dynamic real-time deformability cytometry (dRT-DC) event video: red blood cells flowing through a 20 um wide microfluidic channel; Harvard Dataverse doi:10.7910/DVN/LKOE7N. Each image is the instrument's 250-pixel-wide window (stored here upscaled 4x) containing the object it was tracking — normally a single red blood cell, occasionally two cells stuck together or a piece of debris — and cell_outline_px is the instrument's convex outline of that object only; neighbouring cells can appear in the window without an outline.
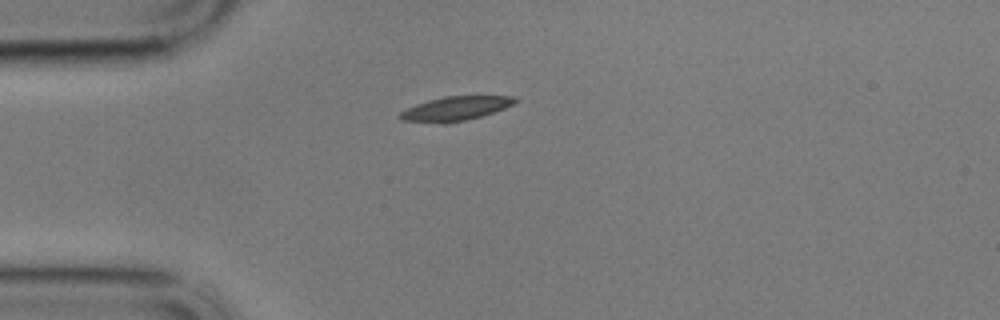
{"species": "common noctule bat (a hibernating species)", "species_latin": "Nyctalus noctula", "temperature_condition": "cold", "stored_images_in_passage": 45, "camera_frame_rate_fps": 3000, "um_per_image_px": 0.085, "animal": {"sex": "male", "body_mass_g": 17.9}, "frame": {"image": 1, "passage_image": 1, "time_ms": 0.0, "image_size_px": [1000, 320], "cell_outline_px": [[520, 100], [504, 108], [480, 116], [448, 124], [440, 124], [400, 120], [396, 116], [400, 112], [416, 104], [428, 100], [444, 96], [516, 96]], "centroid_in_image_um": [38.67, 9.23], "position_along_channel_um": 46.3, "area_um2": 16.3}}
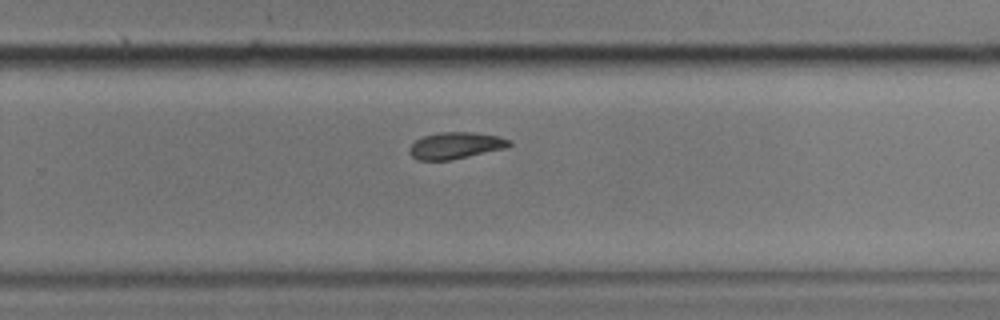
{"frame": {"image": 2, "passage_image": 24, "time_ms": 7.667, "image_size_px": [1000, 320], "cell_outline_px": [[512, 144], [508, 148], [448, 160], [420, 160], [412, 156], [408, 152], [408, 148], [416, 140], [424, 136], [440, 132], [472, 132], [500, 136], [512, 140]], "centroid_in_image_um": [38.77, 12.36], "position_along_channel_um": 291.0, "area_um2": 15.55}}
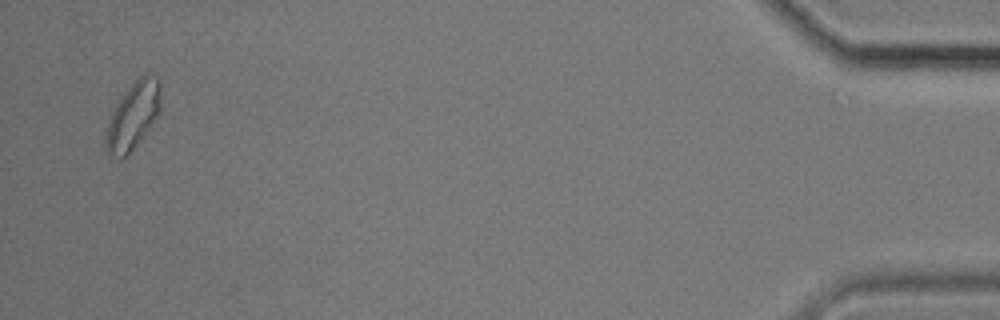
{"frame": {"image": 3, "passage_image": 43, "time_ms": 14.0, "image_size_px": [1000, 320], "cell_outline_px": [[160, 112], [156, 120], [132, 148], [120, 160], [108, 156], [104, 148], [104, 136], [108, 120], [116, 104], [124, 92], [144, 72], [148, 72], [156, 76], [160, 80]], "centroid_in_image_um": [11.29, 9.83], "position_along_channel_um": 423.9, "area_um2": 21.73}, "authors_computed_cell_mechanics": {"area_um2": 16.0684, "velocity_mm_per_s": 3.3963, "shape_relaxation_time_tau1_ms": 6.2317, "shape_relaxation_time_tau2_ms": 4.214, "deformation_change_tau1": 0.1346, "deformation_change_tau2": 0.0905}}